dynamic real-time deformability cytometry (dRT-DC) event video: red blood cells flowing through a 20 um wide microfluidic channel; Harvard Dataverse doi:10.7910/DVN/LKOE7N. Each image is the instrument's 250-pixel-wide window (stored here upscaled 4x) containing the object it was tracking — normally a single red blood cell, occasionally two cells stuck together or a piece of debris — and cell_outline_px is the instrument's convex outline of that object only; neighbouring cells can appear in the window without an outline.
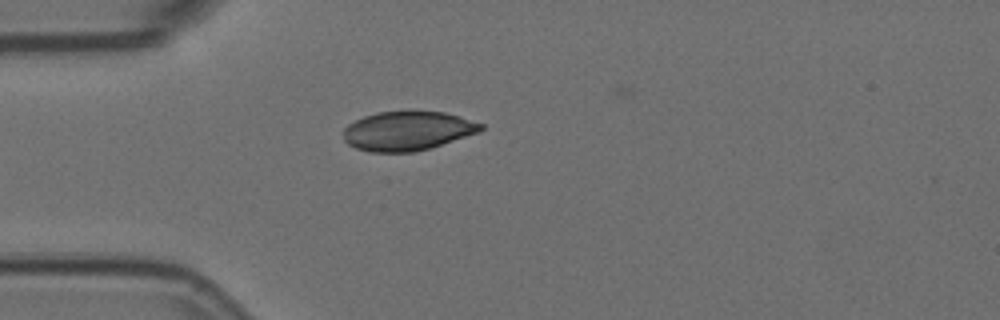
{"species": "Egyptian fruit bat (a non-hibernating species)", "species_latin": "Rousettus aegyptiacus", "temperature_condition": "room temperature", "stored_images_in_passage": 3, "camera_frame_rate_fps": 3000, "um_per_image_px": 0.085, "animal": {"sex": "female"}, "frame": {"image": 1, "passage_image": 3, "time_ms": 0.667, "image_size_px": [1000, 320], "cell_outline_px": [[484, 128], [480, 132], [428, 148], [412, 152], [368, 152], [356, 148], [348, 144], [344, 140], [344, 128], [348, 124], [364, 116], [376, 112], [408, 108], [444, 112], [460, 116], [484, 124]], "centroid_in_image_um": [34.64, 11.08], "position_along_channel_um": 50.4, "area_um2": 32.14}}